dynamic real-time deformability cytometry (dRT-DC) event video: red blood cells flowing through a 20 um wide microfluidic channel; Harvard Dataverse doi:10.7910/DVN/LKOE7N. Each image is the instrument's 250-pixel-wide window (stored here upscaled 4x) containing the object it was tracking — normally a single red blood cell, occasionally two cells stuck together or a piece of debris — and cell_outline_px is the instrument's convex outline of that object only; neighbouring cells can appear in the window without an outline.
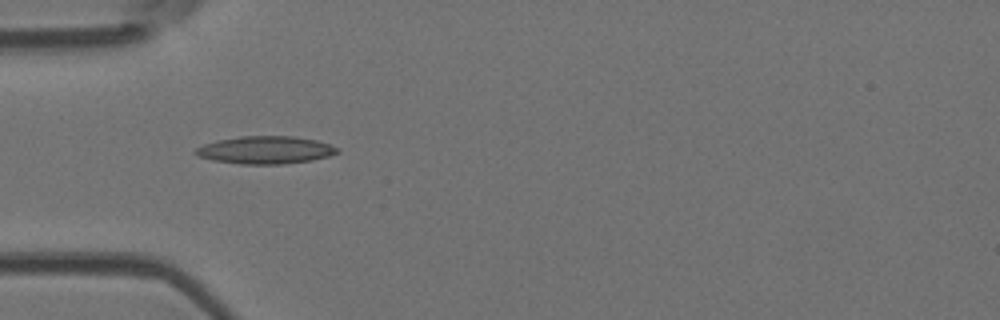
{"species": "Egyptian fruit bat (a non-hibernating species)", "species_latin": "Rousettus aegyptiacus", "temperature_condition": "room temperature", "stored_images_in_passage": 6, "camera_frame_rate_fps": 3000, "um_per_image_px": 0.085, "animal": {"sex": "female"}, "frame": {"image": 1, "passage_image": 5, "time_ms": 4.667, "image_size_px": [1000, 320], "cell_outline_px": [[340, 152], [328, 156], [312, 160], [284, 164], [240, 164], [212, 160], [200, 156], [192, 152], [196, 148], [204, 144], [216, 140], [240, 136], [296, 136], [316, 140], [340, 148]], "centroid_in_image_um": [22.57, 12.75], "position_along_channel_um": 62.4, "area_um2": 22.95}}
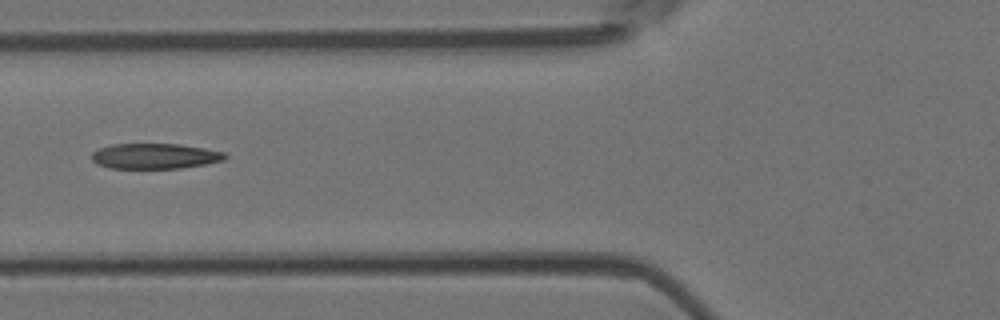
{"frame": {"image": 2, "passage_image": 6, "time_ms": 6.0, "image_size_px": [1000, 320], "cell_outline_px": [[228, 156], [224, 160], [204, 164], [180, 168], [112, 168], [96, 164], [92, 160], [92, 152], [100, 148], [112, 144], [180, 144], [204, 148], [224, 152]], "centroid_in_image_um": [13.16, 13.26], "position_along_channel_um": 112.6, "area_um2": 19.65}}